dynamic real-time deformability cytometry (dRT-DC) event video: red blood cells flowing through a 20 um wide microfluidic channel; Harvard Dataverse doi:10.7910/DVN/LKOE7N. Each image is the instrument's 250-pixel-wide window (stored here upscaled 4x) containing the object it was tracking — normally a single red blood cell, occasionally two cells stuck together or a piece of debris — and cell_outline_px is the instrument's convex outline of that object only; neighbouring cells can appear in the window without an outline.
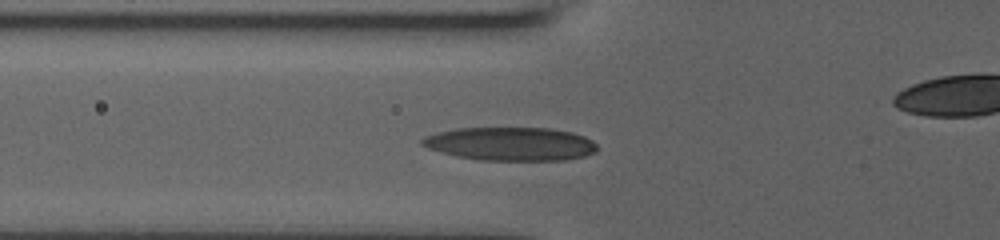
{"species": "human", "species_latin": "Homo sapiens", "temperature_condition": "room temperature", "stored_images_in_passage": 6, "camera_frame_rate_fps": 3000, "um_per_image_px": 0.085, "donor": {"sex": "male"}, "frame": {"image": 1, "passage_image": 4, "time_ms": 2.0, "image_size_px": [1000, 240], "cell_outline_px": [[596, 152], [584, 156], [564, 160], [480, 160], [456, 156], [440, 152], [428, 148], [420, 144], [420, 140], [424, 136], [436, 132], [456, 128], [548, 128], [572, 132], [584, 136], [592, 140], [596, 144]], "centroid_in_image_um": [43.36, 12.23], "position_along_channel_um": 82.4, "area_um2": 34.22}}
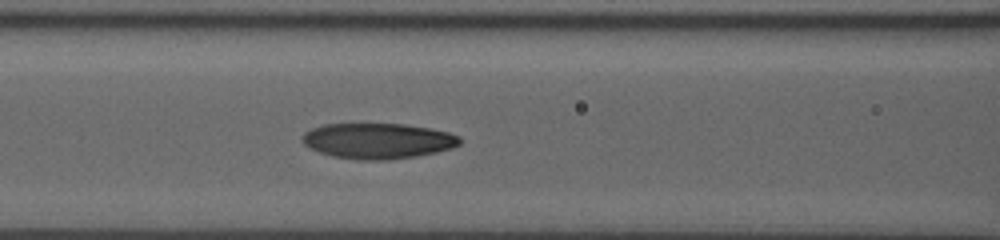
{"frame": {"image": 2, "passage_image": 6, "time_ms": 3.333, "image_size_px": [1000, 240], "cell_outline_px": [[460, 144], [452, 148], [436, 152], [416, 156], [388, 160], [356, 160], [332, 156], [308, 148], [304, 144], [300, 136], [304, 132], [312, 128], [324, 124], [404, 124], [428, 128], [448, 132], [460, 136]], "centroid_in_image_um": [32.08, 11.98], "position_along_channel_um": 134.5, "area_um2": 32.77}}